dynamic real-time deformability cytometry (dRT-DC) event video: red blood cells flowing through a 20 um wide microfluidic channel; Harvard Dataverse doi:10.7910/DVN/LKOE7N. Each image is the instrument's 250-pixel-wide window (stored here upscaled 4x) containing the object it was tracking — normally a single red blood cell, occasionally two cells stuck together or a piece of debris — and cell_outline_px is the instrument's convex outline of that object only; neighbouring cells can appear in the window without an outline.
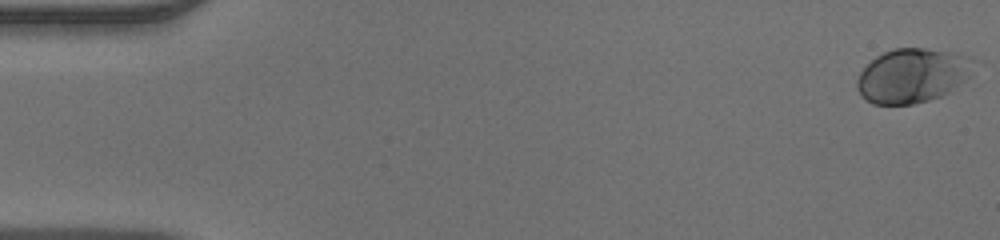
{"species": "human", "species_latin": "Homo sapiens", "temperature_condition": "warm", "stored_images_in_passage": 49, "camera_frame_rate_fps": 3000, "um_per_image_px": 0.085, "donor": {"sex": "male"}, "frame": {"image": 1, "passage_image": 1, "time_ms": 0.0, "image_size_px": [1000, 240], "cell_outline_px": [[972, 60], [968, 76], [964, 80], [948, 92], [940, 96], [928, 100], [912, 104], [872, 104], [860, 96], [856, 88], [856, 80], [860, 72], [876, 56], [892, 48], [924, 48], [956, 52], [968, 56]], "centroid_in_image_um": [77.49, 6.42], "position_along_channel_um": 7.5, "area_um2": 36.65}}
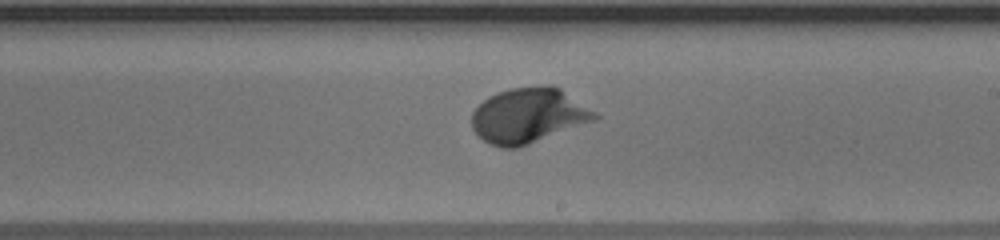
{"frame": {"image": 2, "passage_image": 29, "time_ms": 9.333, "image_size_px": [1000, 240], "cell_outline_px": [[600, 116], [596, 120], [528, 144], [516, 148], [500, 148], [488, 144], [472, 128], [472, 112], [488, 96], [512, 88], [544, 84], [552, 84], [560, 88], [596, 112]], "centroid_in_image_um": [44.93, 9.81], "position_along_channel_um": 244.1, "area_um2": 39.42}}
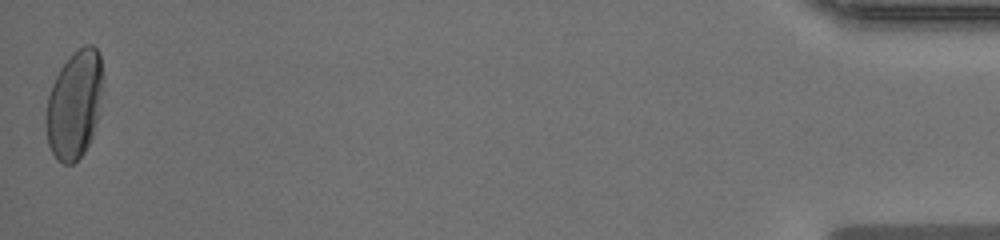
{"frame": {"image": 3, "passage_image": 49, "time_ms": 16.0, "image_size_px": [1000, 240], "cell_outline_px": [[104, 80], [100, 116], [92, 136], [84, 152], [72, 164], [64, 164], [56, 160], [48, 144], [44, 124], [48, 96], [52, 84], [60, 68], [72, 52], [84, 44], [92, 44], [100, 52], [104, 76]], "centroid_in_image_um": [6.36, 8.85], "position_along_channel_um": 428.8, "area_um2": 36.93}}